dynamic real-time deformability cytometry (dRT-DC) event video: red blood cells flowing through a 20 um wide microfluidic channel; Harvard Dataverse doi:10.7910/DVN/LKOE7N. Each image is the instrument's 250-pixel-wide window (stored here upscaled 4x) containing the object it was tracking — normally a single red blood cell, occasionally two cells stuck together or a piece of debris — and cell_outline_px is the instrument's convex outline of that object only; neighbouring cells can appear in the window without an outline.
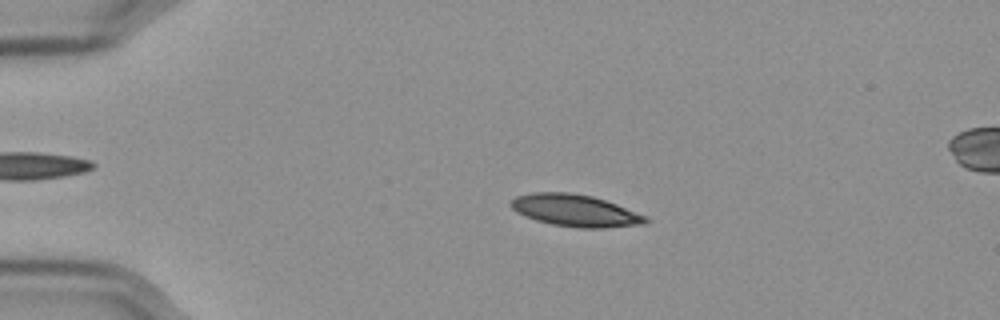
{"species": "Egyptian fruit bat (a non-hibernating species)", "species_latin": "Rousettus aegyptiacus", "temperature_condition": "cold", "stored_images_in_passage": 56, "camera_frame_rate_fps": 3000, "um_per_image_px": 0.085, "frame": {"image": 1, "passage_image": 12, "time_ms": 3.667, "image_size_px": [1000, 320], "cell_outline_px": [[648, 220], [644, 224], [604, 228], [576, 228], [552, 224], [536, 220], [516, 212], [508, 204], [516, 196], [532, 192], [568, 192], [592, 196], [616, 204], [648, 216]], "centroid_in_image_um": [48.89, 17.89], "position_along_channel_um": 36.1, "area_um2": 25.14}}
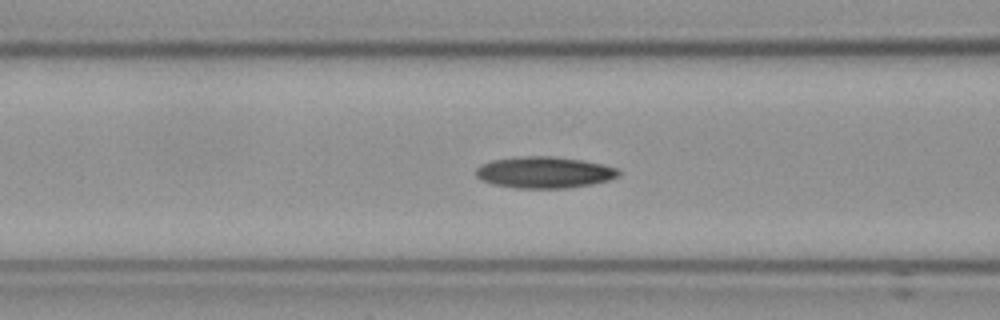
{"frame": {"image": 2, "passage_image": 23, "time_ms": 7.333, "image_size_px": [1000, 320], "cell_outline_px": [[620, 176], [608, 180], [592, 184], [568, 188], [516, 188], [492, 184], [480, 180], [476, 176], [476, 168], [480, 164], [492, 160], [528, 156], [552, 156], [580, 160], [600, 164], [616, 168], [620, 172]], "centroid_in_image_um": [46.23, 14.66], "position_along_channel_um": 120.4, "area_um2": 26.07}}
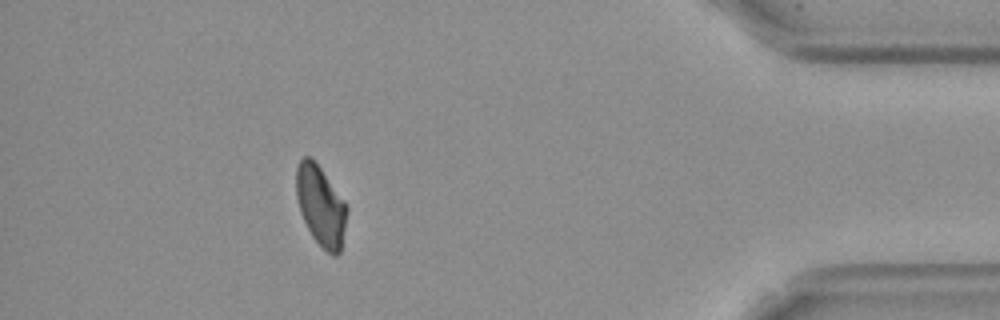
{"frame": {"image": 3, "passage_image": 51, "time_ms": 16.667, "image_size_px": [1000, 320], "cell_outline_px": [[348, 208], [340, 252], [336, 256], [332, 256], [312, 236], [300, 212], [296, 196], [296, 168], [300, 160], [304, 156], [308, 156], [320, 168], [344, 200]], "centroid_in_image_um": [27.26, 17.5], "position_along_channel_um": 407.9, "area_um2": 23.24}, "authors_computed_cell_mechanics": {"area_um2": 24.7095, "velocity_mm_per_s": 3.5701, "shape_relaxation_time_tau1_ms": 9.9592, "shape_relaxation_time_tau2_ms": 5.3672, "deformation_change_tau1": 0.1793, "deformation_change_tau2": 0.1125}}